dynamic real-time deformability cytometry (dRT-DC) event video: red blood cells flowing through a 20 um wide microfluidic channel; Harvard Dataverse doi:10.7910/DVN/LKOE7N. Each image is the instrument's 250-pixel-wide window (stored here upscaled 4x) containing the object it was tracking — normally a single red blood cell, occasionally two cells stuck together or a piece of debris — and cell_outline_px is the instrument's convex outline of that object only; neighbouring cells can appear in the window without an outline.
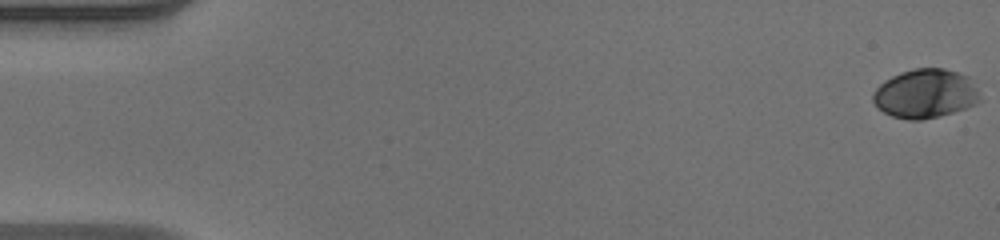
{"species": "human", "species_latin": "Homo sapiens", "temperature_condition": "warm", "stored_images_in_passage": 51, "camera_frame_rate_fps": 3000, "um_per_image_px": 0.085, "donor": {"sex": "male"}, "frame": {"image": 1, "passage_image": 1, "time_ms": 0.0, "image_size_px": [1000, 240], "cell_outline_px": [[980, 100], [976, 104], [940, 116], [920, 120], [908, 120], [892, 116], [884, 112], [872, 100], [872, 96], [876, 88], [884, 80], [900, 72], [912, 68], [944, 68], [968, 76], [976, 88]], "centroid_in_image_um": [78.63, 7.95], "position_along_channel_um": 6.4, "area_um2": 30.4}}
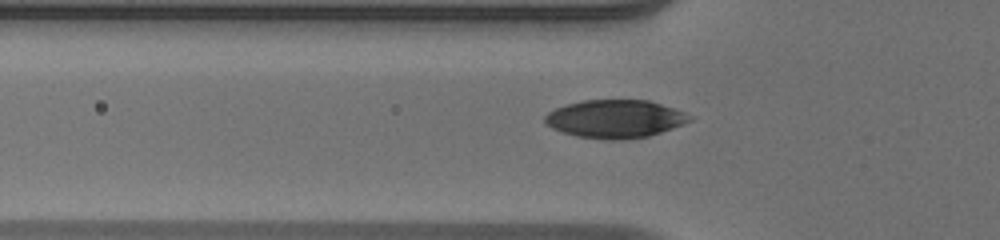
{"frame": {"image": 2, "passage_image": 18, "time_ms": 5.667, "image_size_px": [1000, 240], "cell_outline_px": [[692, 120], [684, 124], [648, 136], [620, 140], [608, 140], [580, 136], [564, 132], [552, 128], [544, 120], [544, 116], [548, 112], [556, 108], [568, 104], [584, 100], [648, 100], [684, 112], [692, 116]], "centroid_in_image_um": [52.29, 10.1], "position_along_channel_um": 73.5, "area_um2": 31.73}}
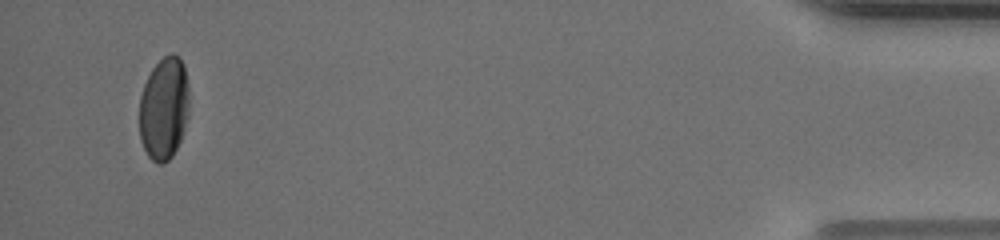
{"frame": {"image": 3, "passage_image": 49, "time_ms": 16.0, "image_size_px": [1000, 240], "cell_outline_px": [[188, 116], [184, 132], [172, 156], [168, 160], [160, 164], [156, 164], [148, 156], [140, 140], [140, 96], [144, 84], [152, 68], [164, 56], [172, 52], [180, 56], [184, 64], [188, 84]], "centroid_in_image_um": [13.95, 9.2], "position_along_channel_um": 421.3, "area_um2": 30.06}, "authors_computed_cell_mechanics": {"area_um2": 31.3276, "velocity_mm_per_s": 4.104, "shape_relaxation_time_tau1_ms": 2.9663, "shape_relaxation_time_tau2_ms": null, "deformation_change_tau1": 0.167, "deformation_change_tau2": null}}